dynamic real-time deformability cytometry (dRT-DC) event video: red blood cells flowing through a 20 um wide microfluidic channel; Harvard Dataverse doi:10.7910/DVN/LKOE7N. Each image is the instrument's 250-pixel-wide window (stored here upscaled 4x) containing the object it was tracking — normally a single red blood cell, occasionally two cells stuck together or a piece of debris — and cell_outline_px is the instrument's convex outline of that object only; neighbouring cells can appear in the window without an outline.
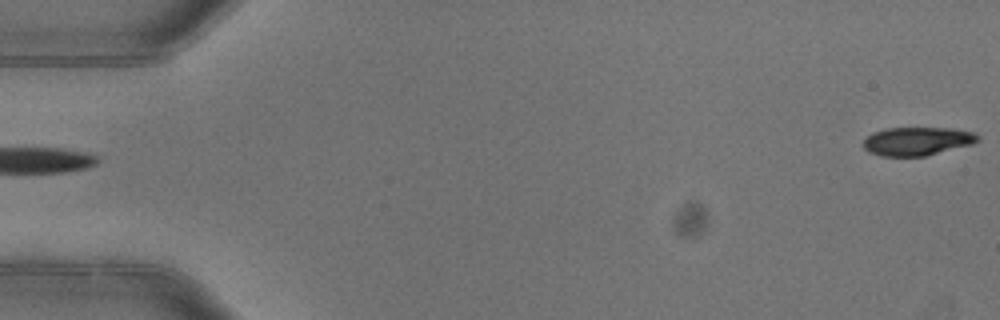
{"species": "common noctule bat (a hibernating species)", "species_latin": "Nyctalus noctula", "temperature_condition": "warm", "stored_images_in_passage": 5, "segment_of_instrument_passage": [2, 2], "camera_frame_rate_fps": 3000, "um_per_image_px": 0.085, "animal": {"sex": "female"}, "frame": {"image": 1, "passage_image": 5, "time_ms": 1.333, "image_size_px": [1000, 320], "cell_outline_px": [[980, 140], [972, 144], [924, 156], [880, 156], [868, 152], [860, 144], [872, 132], [888, 128], [952, 128], [976, 132], [980, 136]], "centroid_in_image_um": [77.96, 12.0], "position_along_channel_um": 7.0, "area_um2": 19.13}}